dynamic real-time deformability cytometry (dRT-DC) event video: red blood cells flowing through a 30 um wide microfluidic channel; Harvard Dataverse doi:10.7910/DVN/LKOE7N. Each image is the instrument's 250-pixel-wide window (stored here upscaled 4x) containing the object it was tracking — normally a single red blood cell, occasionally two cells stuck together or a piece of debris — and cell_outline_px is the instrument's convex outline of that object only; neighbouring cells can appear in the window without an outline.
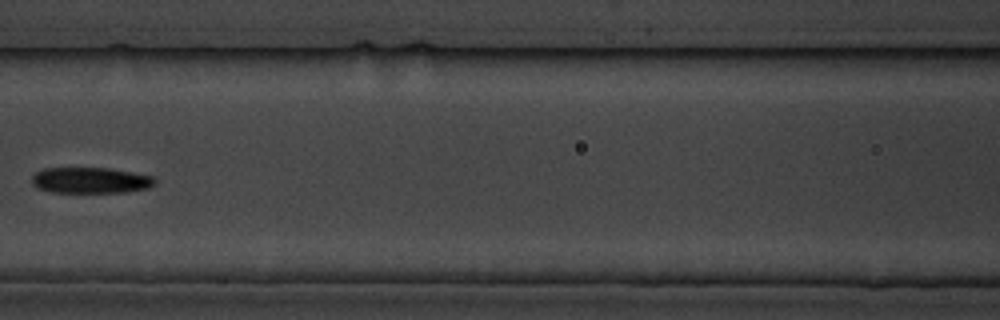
{"species": "common noctule bat (a hibernating species)", "species_latin": "Nyctalus noctula", "temperature_condition": "cold", "stored_images_in_passage": 8, "camera_frame_rate_fps": 3000, "um_per_image_px": 0.085, "animal": {"sex": "male", "body_mass_g": 19.5, "forearm_length_mm": 54.6}, "frame": {"image": 1, "passage_image": 7, "time_ms": 7.0, "image_size_px": [1000, 320], "cell_outline_px": [[156, 184], [148, 188], [128, 192], [48, 192], [36, 188], [32, 184], [32, 176], [36, 172], [44, 168], [108, 168], [156, 176]], "centroid_in_image_um": [7.71, 15.33], "position_along_channel_um": 158.9, "area_um2": 18.84}}